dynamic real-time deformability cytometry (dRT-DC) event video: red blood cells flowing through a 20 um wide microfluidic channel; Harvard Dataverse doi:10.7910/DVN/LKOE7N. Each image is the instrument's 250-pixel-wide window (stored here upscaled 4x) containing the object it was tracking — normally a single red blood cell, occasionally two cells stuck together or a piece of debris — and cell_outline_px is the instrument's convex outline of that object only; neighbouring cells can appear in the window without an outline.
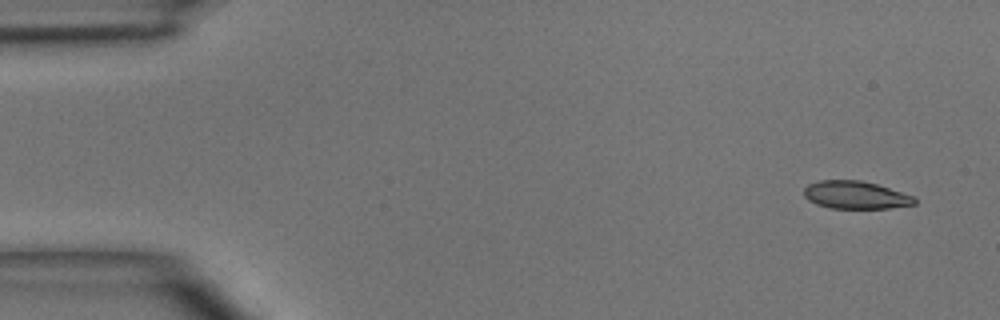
{"species": "common noctule bat (a hibernating species)", "species_latin": "Nyctalus noctula", "temperature_condition": "room temperature", "stored_images_in_passage": 4, "camera_frame_rate_fps": 3000, "um_per_image_px": 0.085, "animal": {"sex": "male", "body_mass_g": 15.6}, "frame": {"image": 1, "passage_image": 1, "time_ms": 0.0, "image_size_px": [1000, 320], "cell_outline_px": [[916, 204], [888, 208], [828, 208], [816, 204], [808, 200], [804, 196], [804, 188], [808, 184], [820, 180], [860, 180], [876, 184], [912, 196], [916, 200]], "centroid_in_image_um": [72.67, 16.58], "position_along_channel_um": 12.3, "area_um2": 17.74}}
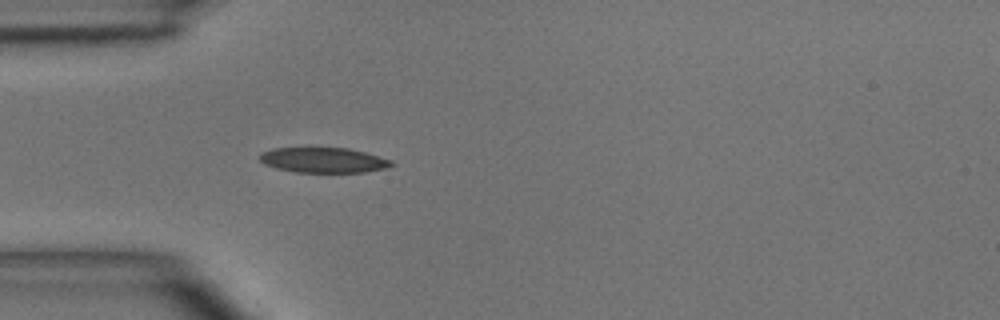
{"frame": {"image": 2, "passage_image": 4, "time_ms": 3.667, "image_size_px": [1000, 320], "cell_outline_px": [[396, 164], [384, 168], [364, 172], [296, 172], [276, 168], [264, 164], [260, 160], [260, 156], [264, 152], [272, 148], [348, 148], [364, 152], [392, 160]], "centroid_in_image_um": [27.51, 13.61], "position_along_channel_um": 57.5, "area_um2": 19.13}}